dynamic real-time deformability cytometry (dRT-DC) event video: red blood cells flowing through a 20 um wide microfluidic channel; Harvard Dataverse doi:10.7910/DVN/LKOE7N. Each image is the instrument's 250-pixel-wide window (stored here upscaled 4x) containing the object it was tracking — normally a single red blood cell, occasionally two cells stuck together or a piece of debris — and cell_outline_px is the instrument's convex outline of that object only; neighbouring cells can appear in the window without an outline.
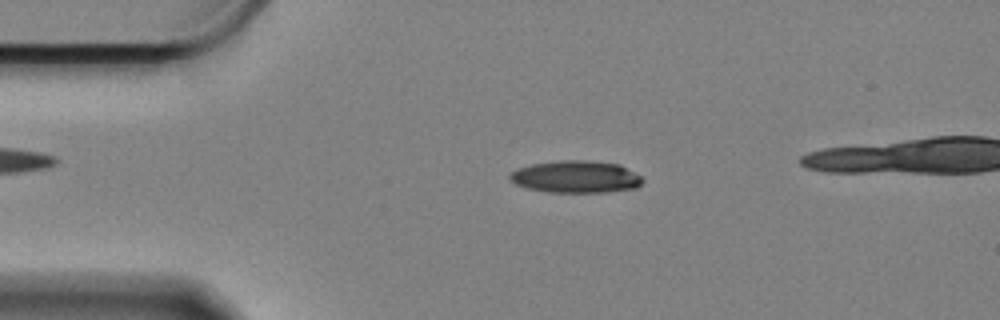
{"species": "Egyptian fruit bat (a non-hibernating species)", "species_latin": "Rousettus aegyptiacus", "temperature_condition": "cold", "stored_images_in_passage": 52, "camera_frame_rate_fps": 3000, "um_per_image_px": 0.085, "animal": {"sex": "female"}, "frame": {"image": 1, "passage_image": 11, "time_ms": 3.333, "image_size_px": [1000, 320], "cell_outline_px": [[644, 180], [636, 188], [608, 192], [548, 192], [528, 188], [516, 184], [508, 180], [508, 176], [516, 168], [532, 164], [564, 160], [588, 160], [620, 164], [640, 176]], "centroid_in_image_um": [48.94, 15.03], "position_along_channel_um": 36.1, "area_um2": 24.91}}
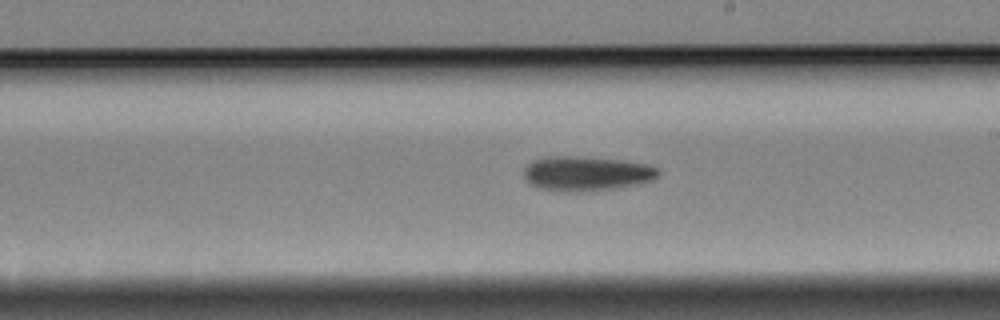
{"frame": {"image": 2, "passage_image": 32, "time_ms": 10.333, "image_size_px": [1000, 320], "cell_outline_px": [[660, 172], [652, 180], [636, 184], [612, 188], [580, 192], [564, 192], [536, 188], [524, 176], [524, 168], [532, 160], [552, 156], [568, 156], [620, 160], [644, 164], [656, 168]], "centroid_in_image_um": [49.78, 14.76], "position_along_channel_um": 239.2, "area_um2": 26.7}}
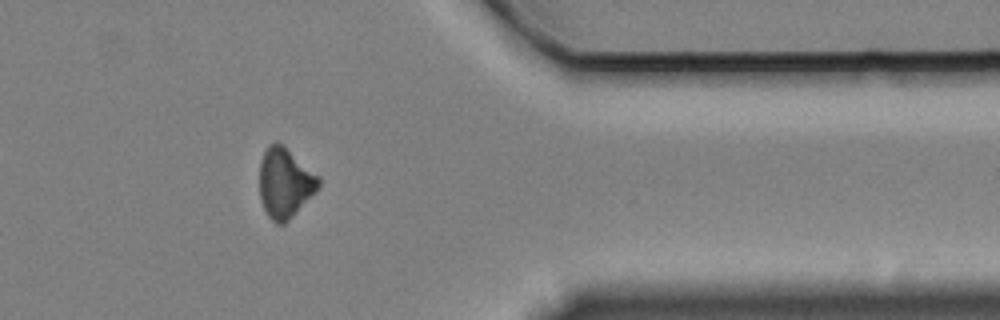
{"frame": {"image": 3, "passage_image": 47, "time_ms": 15.333, "image_size_px": [1000, 320], "cell_outline_px": [[320, 184], [316, 192], [284, 224], [276, 224], [268, 216], [260, 200], [260, 160], [268, 144], [276, 140], [284, 144], [320, 176]], "centroid_in_image_um": [24.22, 15.5], "position_along_channel_um": 387.2, "area_um2": 24.39}}